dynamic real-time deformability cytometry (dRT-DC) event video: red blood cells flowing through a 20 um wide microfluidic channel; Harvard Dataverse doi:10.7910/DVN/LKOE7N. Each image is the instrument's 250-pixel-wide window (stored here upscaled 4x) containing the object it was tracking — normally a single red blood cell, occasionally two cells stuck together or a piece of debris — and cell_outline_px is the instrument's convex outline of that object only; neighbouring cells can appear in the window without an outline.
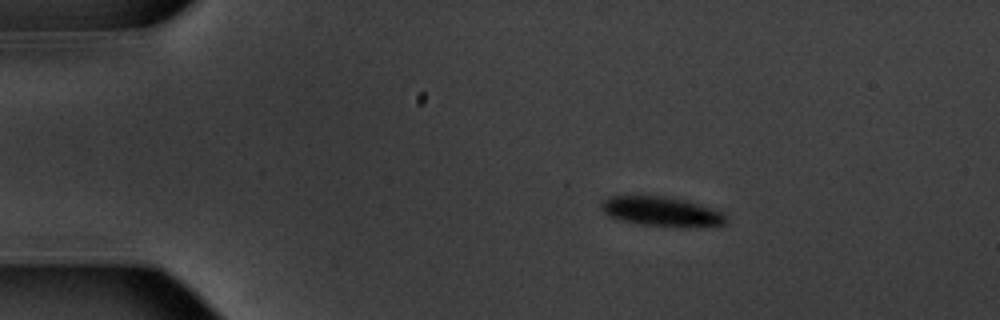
{"species": "common noctule bat (a hibernating species)", "species_latin": "Nyctalus noctula", "temperature_condition": "warm", "stored_images_in_passage": 54, "camera_frame_rate_fps": 3000, "um_per_image_px": 0.085, "animal": {"sex": "male", "body_mass_g": 20.1, "forearm_length_mm": 53.5}, "frame": {"image": 1, "passage_image": 9, "time_ms": 2.667, "image_size_px": [1000, 320], "cell_outline_px": [[728, 220], [724, 224], [688, 228], [680, 228], [640, 224], [608, 216], [600, 208], [600, 204], [608, 196], [664, 196], [684, 200], [724, 212]], "centroid_in_image_um": [56.25, 17.99], "position_along_channel_um": 28.7, "area_um2": 21.56}}
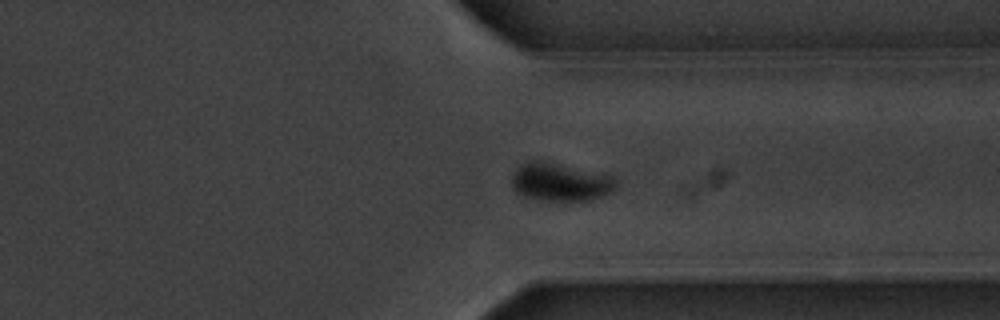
{"frame": {"image": 2, "passage_image": 41, "time_ms": 13.333, "image_size_px": [1000, 320], "cell_outline_px": [[616, 188], [612, 192], [604, 196], [592, 200], [544, 200], [524, 196], [516, 192], [512, 188], [512, 176], [520, 164], [528, 160], [536, 160], [616, 176]], "centroid_in_image_um": [47.64, 15.48], "position_along_channel_um": 363.8, "area_um2": 23.0}}
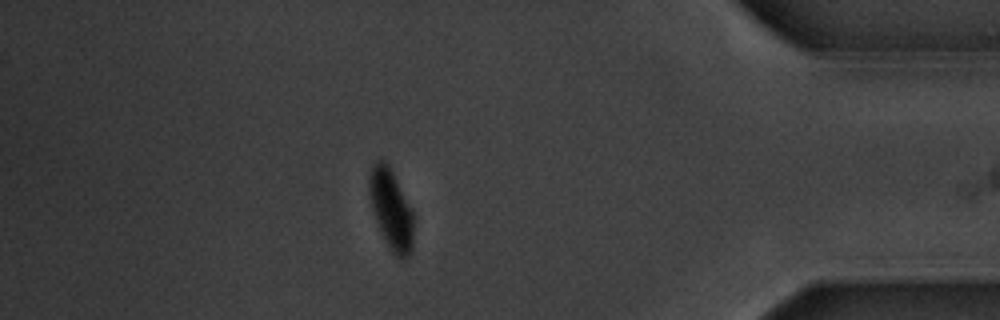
{"frame": {"image": 3, "passage_image": 47, "time_ms": 15.333, "image_size_px": [1000, 320], "cell_outline_px": [[412, 248], [408, 256], [404, 260], [400, 260], [392, 252], [376, 220], [372, 208], [368, 192], [368, 176], [372, 164], [376, 160], [384, 160], [388, 164], [412, 208]], "centroid_in_image_um": [33.22, 17.75], "position_along_channel_um": 402.0, "area_um2": 20.52}, "authors_computed_cell_mechanics": {"area_um2": 22.4264, "velocity_mm_per_s": 3.7361, "shape_relaxation_time_tau1_ms": 1.8081, "shape_relaxation_time_tau2_ms": null, "deformation_change_tau1": 0.1652, "deformation_change_tau2": null}}